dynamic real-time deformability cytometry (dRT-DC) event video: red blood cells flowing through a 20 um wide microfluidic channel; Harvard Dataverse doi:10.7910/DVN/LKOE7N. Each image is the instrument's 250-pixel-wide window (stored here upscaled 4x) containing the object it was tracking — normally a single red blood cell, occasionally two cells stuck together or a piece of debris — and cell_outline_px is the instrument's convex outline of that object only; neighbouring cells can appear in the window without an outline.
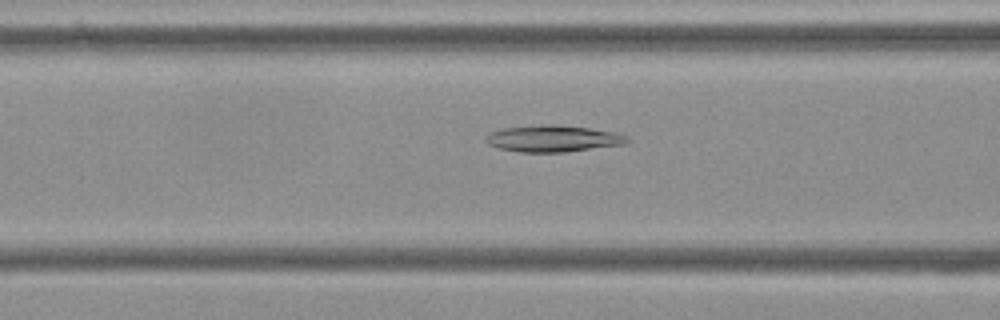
{"species": "Egyptian fruit bat (a non-hibernating species)", "species_latin": "Rousettus aegyptiacus", "temperature_condition": "cold", "stored_images_in_passage": 40, "camera_frame_rate_fps": 3000, "um_per_image_px": 0.085, "frame": {"image": 1, "passage_image": 7, "time_ms": 2.0, "image_size_px": [1000, 320], "cell_outline_px": [[628, 140], [624, 144], [564, 152], [520, 152], [500, 148], [488, 144], [484, 140], [484, 136], [492, 132], [504, 128], [540, 124], [548, 124], [588, 128], [616, 132], [628, 136]], "centroid_in_image_um": [46.98, 11.78], "position_along_channel_um": 119.6, "area_um2": 21.73}}
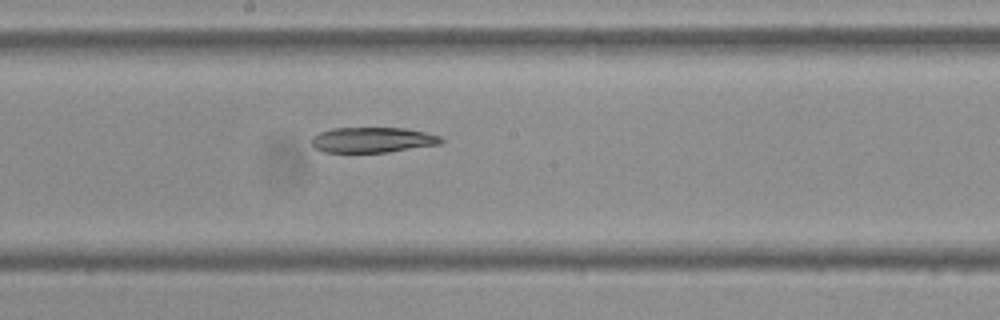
{"frame": {"image": 2, "passage_image": 15, "time_ms": 4.667, "image_size_px": [1000, 320], "cell_outline_px": [[444, 140], [440, 144], [388, 152], [324, 152], [316, 148], [312, 144], [312, 136], [320, 132], [332, 128], [404, 128], [424, 132], [440, 136]], "centroid_in_image_um": [31.66, 11.89], "position_along_channel_um": 216.5, "area_um2": 19.02}}
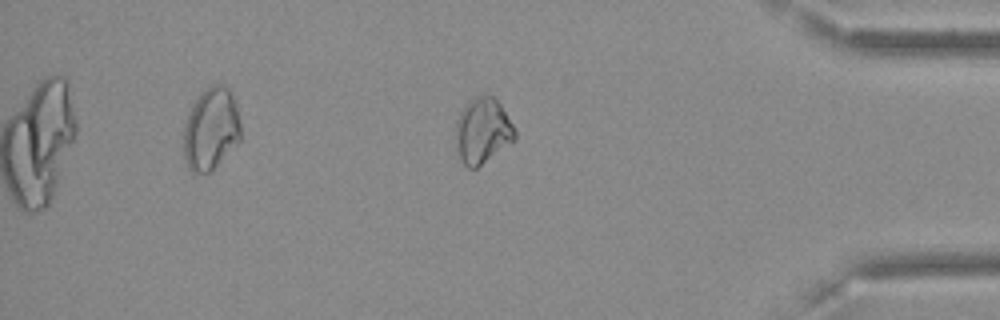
{"frame": {"image": 3, "passage_image": 32, "time_ms": 10.333, "image_size_px": [1000, 320], "cell_outline_px": [[516, 140], [476, 168], [468, 168], [464, 164], [456, 148], [456, 120], [460, 112], [468, 100], [476, 96], [492, 96], [500, 104], [512, 124], [516, 132]], "centroid_in_image_um": [41.01, 11.12], "position_along_channel_um": 394.2, "area_um2": 22.43}}